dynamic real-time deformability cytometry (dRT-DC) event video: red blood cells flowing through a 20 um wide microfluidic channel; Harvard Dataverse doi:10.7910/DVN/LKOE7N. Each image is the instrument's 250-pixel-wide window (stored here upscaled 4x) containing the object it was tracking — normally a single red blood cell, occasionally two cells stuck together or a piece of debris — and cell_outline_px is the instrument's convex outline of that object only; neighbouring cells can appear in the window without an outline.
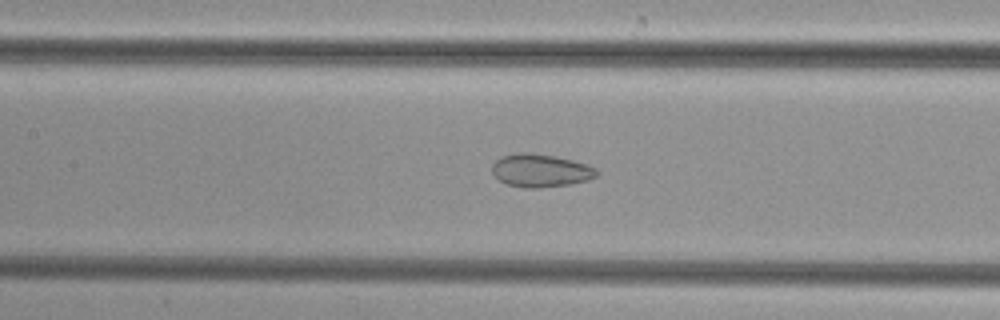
{"species": "common noctule bat (a hibernating species)", "species_latin": "Nyctalus noctula", "temperature_condition": "cold", "stored_images_in_passage": 35, "camera_frame_rate_fps": 3000, "um_per_image_px": 0.085, "animal": {"sex": "female", "body_mass_g": 29.2, "forearm_length_mm": 56.3}, "frame": {"image": 1, "passage_image": 8, "time_ms": 2.333, "image_size_px": [1000, 320], "cell_outline_px": [[600, 172], [596, 176], [588, 180], [572, 184], [540, 188], [528, 188], [508, 184], [500, 180], [492, 172], [492, 164], [500, 156], [516, 152], [528, 152], [556, 156], [572, 160], [596, 168]], "centroid_in_image_um": [45.95, 14.48], "position_along_channel_um": 161.5, "area_um2": 20.23}}
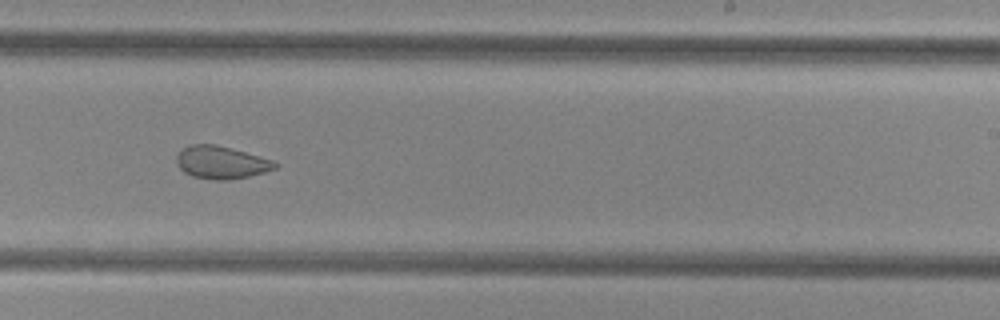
{"frame": {"image": 2, "passage_image": 16, "time_ms": 5.0, "image_size_px": [1000, 320], "cell_outline_px": [[280, 164], [276, 168], [264, 172], [248, 176], [228, 180], [216, 180], [192, 176], [184, 172], [176, 164], [176, 156], [188, 144], [216, 144], [272, 160]], "centroid_in_image_um": [18.78, 13.81], "position_along_channel_um": 270.2, "area_um2": 18.61}}
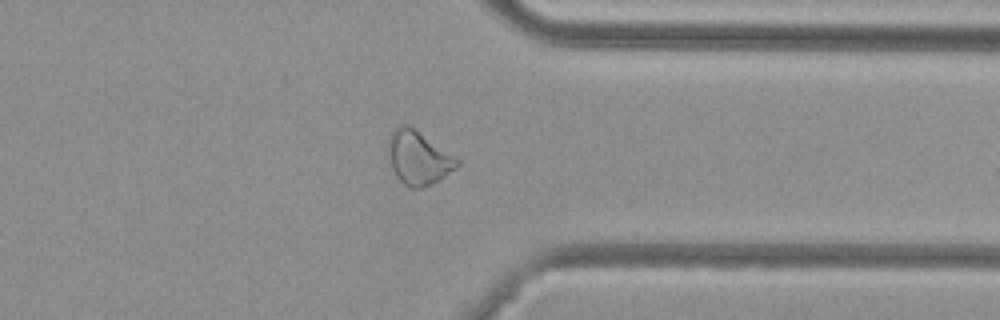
{"frame": {"image": 3, "passage_image": 24, "time_ms": 7.667, "image_size_px": [1000, 320], "cell_outline_px": [[460, 164], [456, 168], [440, 180], [432, 184], [420, 188], [412, 188], [404, 184], [396, 176], [392, 168], [388, 144], [388, 140], [392, 132], [400, 124], [408, 124], [460, 160]], "centroid_in_image_um": [35.58, 13.42], "position_along_channel_um": 375.8, "area_um2": 21.21}}